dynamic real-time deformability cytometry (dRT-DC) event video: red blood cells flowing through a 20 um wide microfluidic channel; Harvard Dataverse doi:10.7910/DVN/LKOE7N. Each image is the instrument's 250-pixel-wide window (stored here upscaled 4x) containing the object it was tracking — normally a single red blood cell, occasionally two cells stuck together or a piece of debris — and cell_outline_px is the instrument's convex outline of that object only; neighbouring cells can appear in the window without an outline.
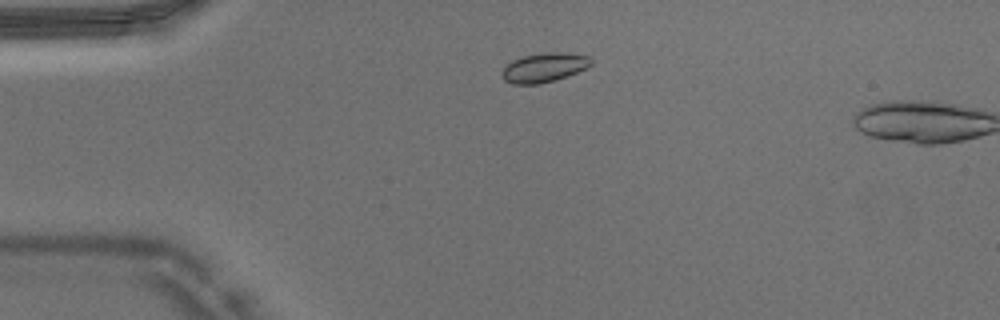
{"species": "Egyptian fruit bat (a non-hibernating species)", "species_latin": "Rousettus aegyptiacus", "temperature_condition": "warm", "stored_images_in_passage": 2, "camera_frame_rate_fps": 3000, "um_per_image_px": 0.085, "animal": {"sex": "male"}, "frame": {"image": 1, "passage_image": 1, "time_ms": 0.0, "image_size_px": [1000, 320], "cell_outline_px": [[592, 64], [588, 68], [540, 84], [512, 84], [504, 80], [500, 76], [500, 72], [512, 60], [524, 56], [544, 52], [560, 52], [588, 56], [592, 60]], "centroid_in_image_um": [46.21, 5.74], "position_along_channel_um": 38.8, "area_um2": 15.09}}